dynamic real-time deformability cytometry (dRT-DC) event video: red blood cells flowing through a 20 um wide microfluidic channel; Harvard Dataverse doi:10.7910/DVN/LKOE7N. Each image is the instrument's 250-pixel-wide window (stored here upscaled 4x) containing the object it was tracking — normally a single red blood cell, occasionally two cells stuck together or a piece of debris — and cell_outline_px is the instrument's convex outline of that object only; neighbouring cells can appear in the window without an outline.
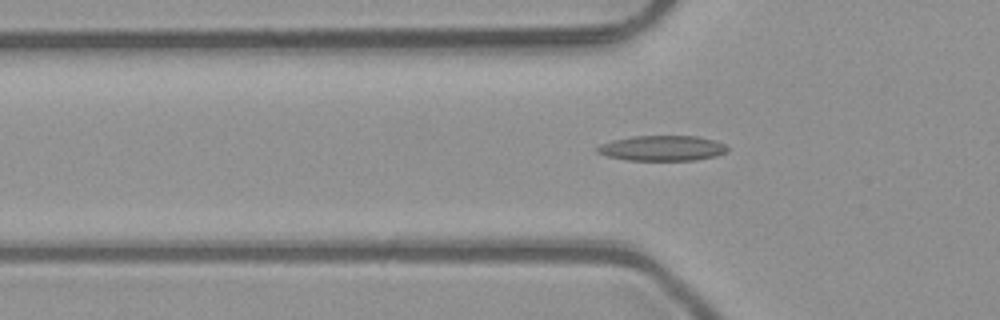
{"species": "common noctule bat (a hibernating species)", "species_latin": "Nyctalus noctula", "temperature_condition": "room temperature", "stored_images_in_passage": 42, "camera_frame_rate_fps": 3000, "um_per_image_px": 0.085, "animal": {"sex": "male", "body_mass_g": 23.1, "forearm_length_mm": 52.7}, "frame": {"image": 1, "passage_image": 14, "time_ms": 4.333, "image_size_px": [1000, 320], "cell_outline_px": [[728, 152], [716, 156], [696, 160], [624, 160], [608, 156], [596, 152], [596, 148], [600, 144], [612, 140], [632, 136], [696, 136], [716, 140], [724, 144], [728, 148]], "centroid_in_image_um": [56.29, 12.59], "position_along_channel_um": 69.5, "area_um2": 19.31}}
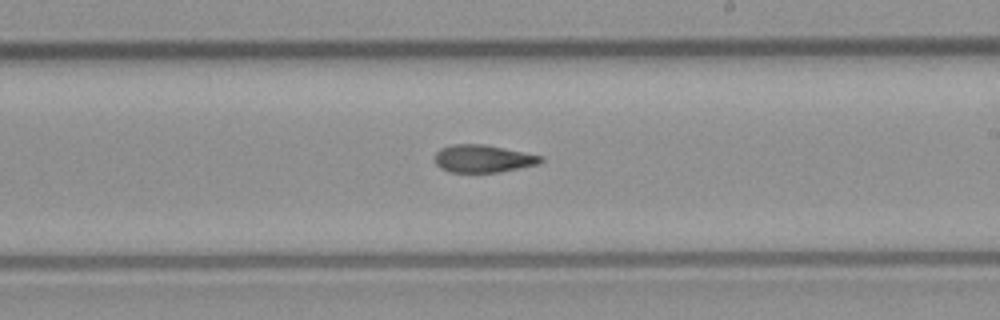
{"frame": {"image": 2, "passage_image": 27, "time_ms": 8.667, "image_size_px": [1000, 320], "cell_outline_px": [[544, 160], [540, 164], [500, 172], [448, 172], [440, 168], [436, 164], [436, 152], [440, 148], [452, 144], [484, 144], [544, 156]], "centroid_in_image_um": [41.08, 13.48], "position_along_channel_um": 247.9, "area_um2": 17.17}}
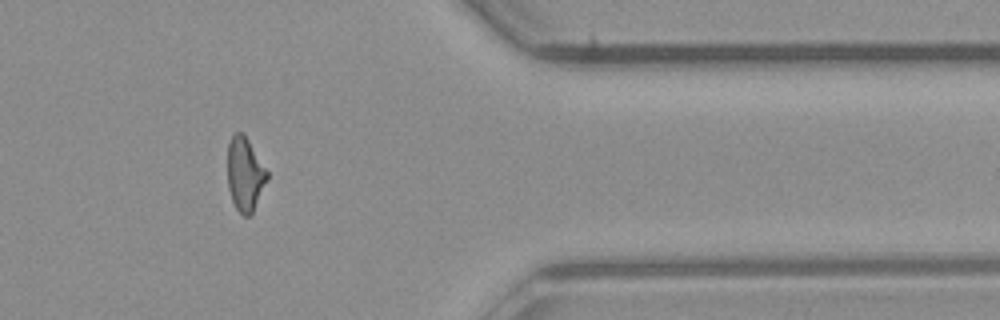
{"frame": {"image": 3, "passage_image": 39, "time_ms": 12.667, "image_size_px": [1000, 320], "cell_outline_px": [[268, 176], [252, 216], [244, 216], [236, 208], [232, 200], [228, 188], [228, 144], [232, 136], [236, 132], [240, 132], [248, 140], [268, 172]], "centroid_in_image_um": [20.82, 14.84], "position_along_channel_um": 390.6, "area_um2": 16.76}}